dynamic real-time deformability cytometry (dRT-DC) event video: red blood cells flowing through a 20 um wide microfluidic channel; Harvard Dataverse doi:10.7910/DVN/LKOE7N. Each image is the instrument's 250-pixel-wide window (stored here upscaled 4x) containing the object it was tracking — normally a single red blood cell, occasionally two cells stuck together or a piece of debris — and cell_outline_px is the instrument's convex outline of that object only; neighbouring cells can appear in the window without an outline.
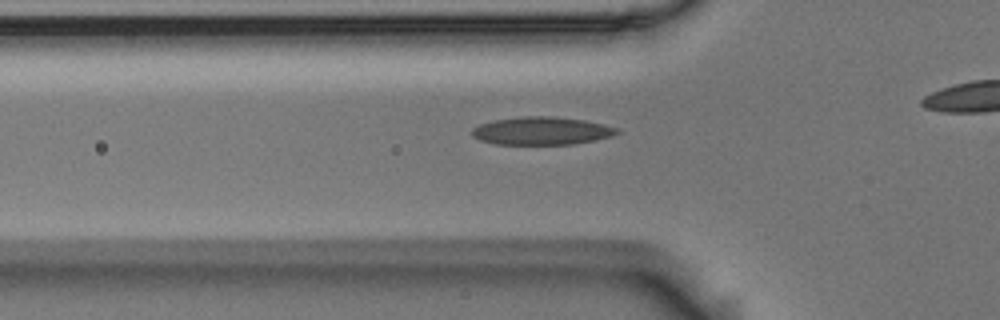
{"species": "Egyptian fruit bat (a non-hibernating species)", "species_latin": "Rousettus aegyptiacus", "temperature_condition": "room temperature", "stored_images_in_passage": 36, "camera_frame_rate_fps": 3000, "um_per_image_px": 0.085, "animal": {"sex": "male"}, "frame": {"image": 1, "passage_image": 10, "time_ms": 3.0, "image_size_px": [1000, 320], "cell_outline_px": [[620, 132], [612, 136], [596, 140], [572, 144], [496, 144], [480, 140], [472, 136], [472, 128], [480, 124], [492, 120], [520, 116], [552, 116], [584, 120], [604, 124], [620, 128]], "centroid_in_image_um": [46.05, 11.11], "position_along_channel_um": 79.7, "area_um2": 23.76}}
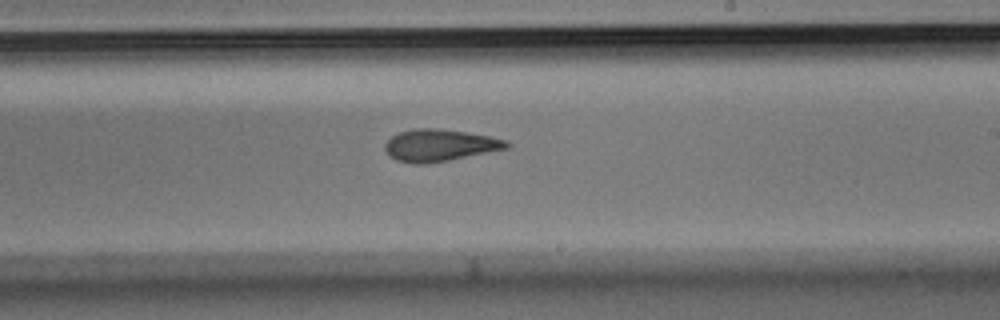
{"frame": {"image": 2, "passage_image": 24, "time_ms": 7.667, "image_size_px": [1000, 320], "cell_outline_px": [[512, 144], [508, 148], [448, 160], [424, 164], [416, 164], [396, 160], [384, 148], [384, 144], [392, 136], [400, 132], [412, 128], [440, 128], [488, 136], [508, 140]], "centroid_in_image_um": [37.38, 12.34], "position_along_channel_um": 251.6, "area_um2": 22.48}}
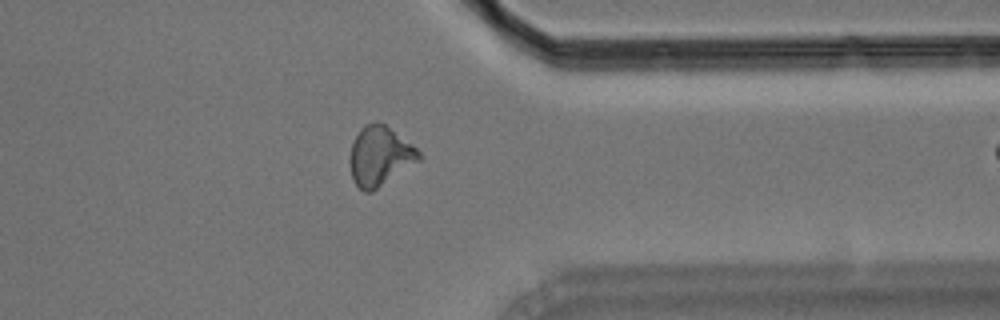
{"frame": {"image": 3, "passage_image": 35, "time_ms": 11.333, "image_size_px": [1000, 320], "cell_outline_px": [[420, 160], [372, 192], [364, 192], [352, 180], [348, 160], [352, 144], [360, 128], [364, 124], [376, 120], [384, 124], [412, 144], [420, 152]], "centroid_in_image_um": [32.25, 13.26], "position_along_channel_um": 379.2, "area_um2": 23.99}}